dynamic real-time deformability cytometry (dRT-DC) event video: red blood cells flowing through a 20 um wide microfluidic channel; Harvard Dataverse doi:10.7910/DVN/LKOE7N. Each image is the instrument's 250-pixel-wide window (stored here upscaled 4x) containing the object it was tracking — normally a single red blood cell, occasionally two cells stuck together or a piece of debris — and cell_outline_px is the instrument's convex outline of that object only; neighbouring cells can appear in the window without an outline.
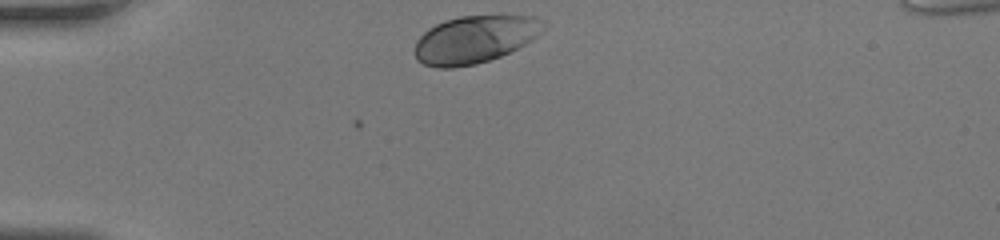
{"species": "human", "species_latin": "Homo sapiens", "temperature_condition": "room temperature", "stored_images_in_passage": 27, "camera_frame_rate_fps": 3000, "um_per_image_px": 0.085, "donor": {"sex": "female"}, "frame": {"image": 1, "passage_image": 1, "time_ms": 0.0, "image_size_px": [1000, 240], "cell_outline_px": [[548, 24], [532, 40], [500, 56], [476, 64], [452, 68], [436, 68], [424, 64], [416, 60], [416, 40], [428, 28], [444, 20], [460, 16], [536, 16], [544, 20]], "centroid_in_image_um": [40.35, 3.34], "position_along_channel_um": 44.6, "area_um2": 35.55}}
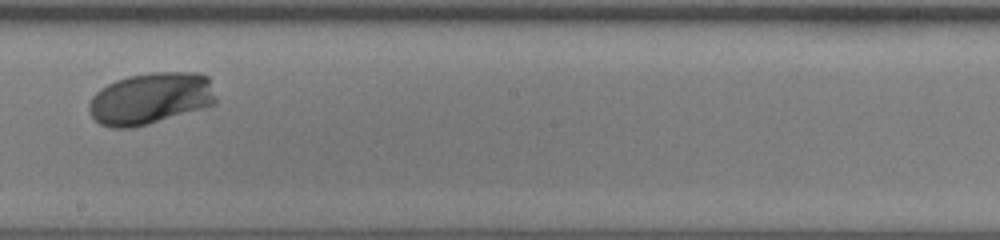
{"frame": {"image": 2, "passage_image": 16, "time_ms": 5.0, "image_size_px": [1000, 240], "cell_outline_px": [[216, 104], [204, 108], [148, 124], [132, 128], [112, 128], [100, 124], [88, 112], [88, 104], [92, 96], [100, 88], [116, 80], [128, 76], [152, 72], [200, 72], [208, 76], [216, 100]], "centroid_in_image_um": [12.79, 8.37], "position_along_channel_um": 235.4, "area_um2": 38.49}}
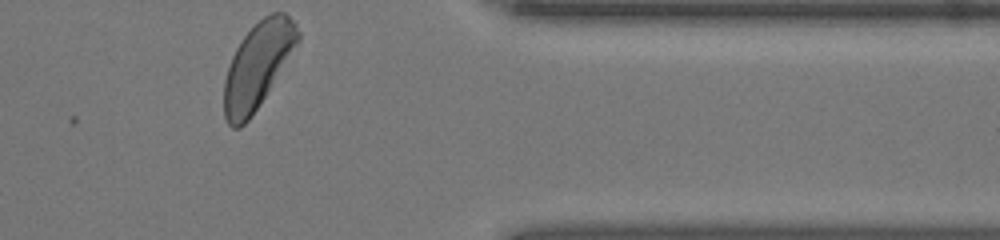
{"frame": {"image": 3, "passage_image": 27, "time_ms": 8.667, "image_size_px": [1000, 240], "cell_outline_px": [[300, 40], [264, 96], [248, 120], [240, 128], [232, 128], [228, 124], [224, 116], [224, 80], [232, 56], [240, 40], [264, 16], [272, 12], [284, 12], [296, 24], [300, 32]], "centroid_in_image_um": [21.89, 5.55], "position_along_channel_um": 389.5, "area_um2": 36.07}}